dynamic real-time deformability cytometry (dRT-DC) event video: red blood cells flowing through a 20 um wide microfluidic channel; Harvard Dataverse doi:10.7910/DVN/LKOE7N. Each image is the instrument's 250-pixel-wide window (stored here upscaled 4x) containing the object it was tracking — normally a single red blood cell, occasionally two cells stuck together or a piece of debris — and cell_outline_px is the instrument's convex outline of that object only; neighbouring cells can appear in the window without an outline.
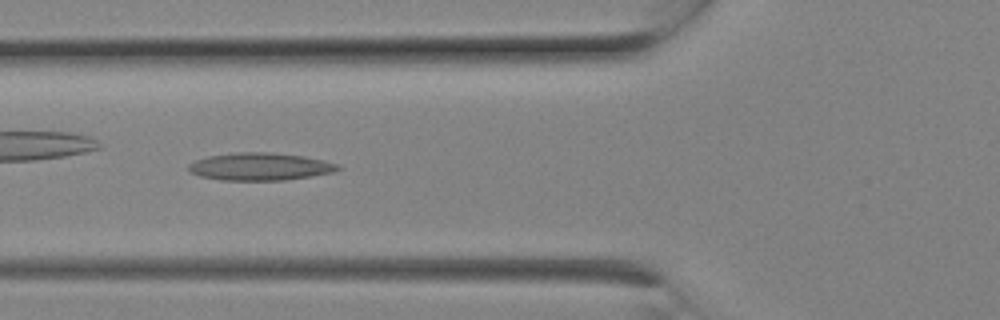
{"species": "Egyptian fruit bat (a non-hibernating species)", "species_latin": "Rousettus aegyptiacus", "temperature_condition": "room temperature", "stored_images_in_passage": 10, "camera_frame_rate_fps": 3000, "um_per_image_px": 0.085, "animal": {"sex": "female"}, "frame": {"image": 1, "passage_image": 9, "time_ms": 2.667, "image_size_px": [1000, 320], "cell_outline_px": [[340, 168], [332, 172], [284, 180], [220, 180], [200, 176], [188, 172], [188, 164], [196, 160], [208, 156], [236, 152], [272, 152], [304, 156], [324, 160], [340, 164]], "centroid_in_image_um": [22.07, 14.15], "position_along_channel_um": 103.7, "area_um2": 23.99}}